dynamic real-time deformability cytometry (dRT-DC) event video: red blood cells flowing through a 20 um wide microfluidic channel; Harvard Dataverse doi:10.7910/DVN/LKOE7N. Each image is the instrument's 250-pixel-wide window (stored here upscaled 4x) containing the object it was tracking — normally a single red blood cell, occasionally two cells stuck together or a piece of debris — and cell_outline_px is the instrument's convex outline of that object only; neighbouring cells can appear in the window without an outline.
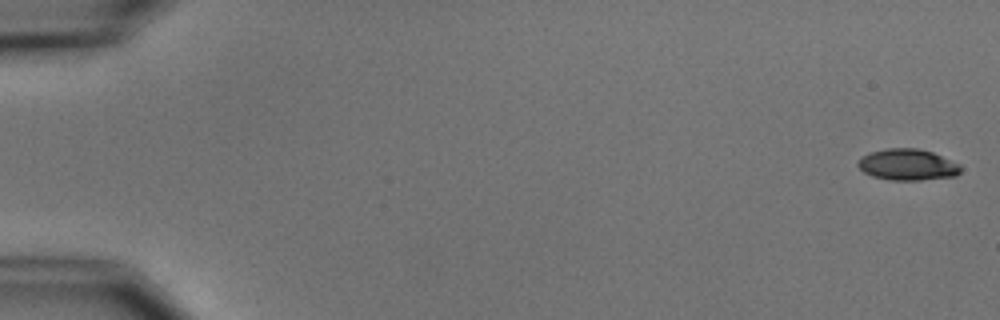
{"species": "common noctule bat (a hibernating species)", "species_latin": "Nyctalus noctula", "temperature_condition": "cold", "stored_images_in_passage": 5, "camera_frame_rate_fps": 3000, "um_per_image_px": 0.085, "animal": {"sex": "male", "body_mass_g": 15.6}, "frame": {"image": 1, "passage_image": 1, "time_ms": 0.0, "image_size_px": [1000, 320], "cell_outline_px": [[960, 172], [956, 176], [920, 180], [892, 180], [872, 176], [864, 172], [856, 164], [860, 156], [872, 152], [888, 148], [916, 148], [932, 152], [960, 164]], "centroid_in_image_um": [77.13, 14.0], "position_along_channel_um": 7.9, "area_um2": 18.67}}
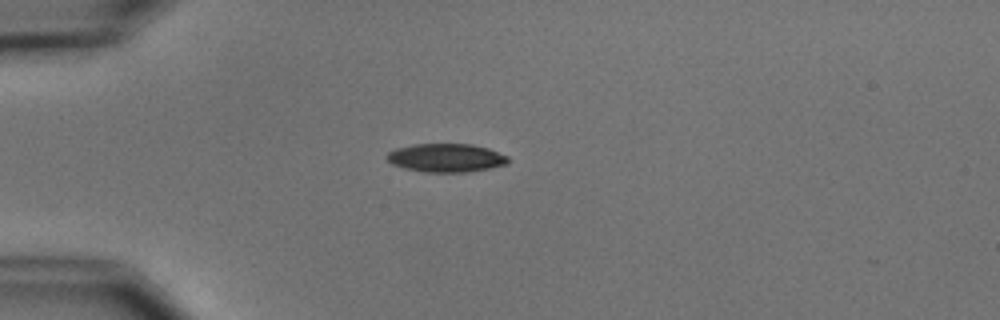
{"frame": {"image": 2, "passage_image": 5, "time_ms": 4.667, "image_size_px": [1000, 320], "cell_outline_px": [[508, 164], [468, 172], [424, 172], [404, 168], [392, 164], [384, 156], [388, 152], [396, 148], [412, 144], [472, 144], [488, 148], [508, 156]], "centroid_in_image_um": [37.89, 13.41], "position_along_channel_um": 47.1, "area_um2": 20.17}}